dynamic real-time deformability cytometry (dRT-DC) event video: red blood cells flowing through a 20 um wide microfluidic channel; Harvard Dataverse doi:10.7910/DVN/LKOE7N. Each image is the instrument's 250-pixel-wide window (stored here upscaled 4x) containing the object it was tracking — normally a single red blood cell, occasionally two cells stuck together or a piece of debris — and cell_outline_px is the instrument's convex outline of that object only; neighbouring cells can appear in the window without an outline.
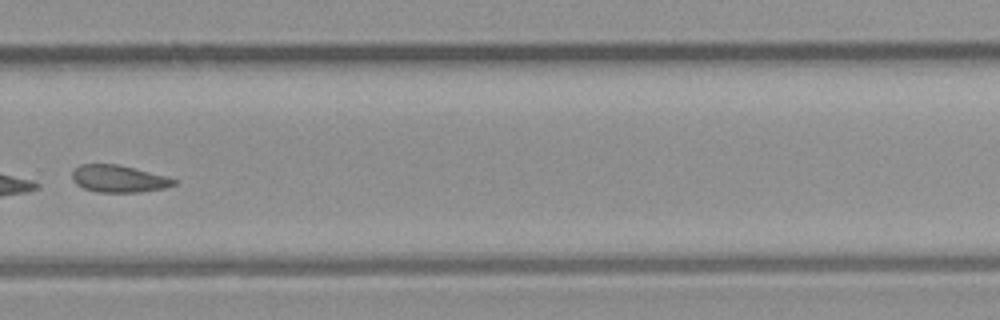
{"species": "common noctule bat (a hibernating species)", "species_latin": "Nyctalus noctula", "temperature_condition": "room temperature", "stored_images_in_passage": 25, "camera_frame_rate_fps": 3000, "um_per_image_px": 0.085, "animal": {"sex": "male", "body_mass_g": 23.1, "forearm_length_mm": 52.7}, "frame": {"image": 1, "passage_image": 18, "time_ms": 5.667, "image_size_px": [1000, 320], "cell_outline_px": [[176, 184], [164, 188], [140, 192], [96, 192], [84, 188], [76, 184], [72, 180], [72, 172], [80, 164], [120, 164], [164, 176], [176, 180]], "centroid_in_image_um": [10.05, 15.19], "position_along_channel_um": 319.8, "area_um2": 16.01}}